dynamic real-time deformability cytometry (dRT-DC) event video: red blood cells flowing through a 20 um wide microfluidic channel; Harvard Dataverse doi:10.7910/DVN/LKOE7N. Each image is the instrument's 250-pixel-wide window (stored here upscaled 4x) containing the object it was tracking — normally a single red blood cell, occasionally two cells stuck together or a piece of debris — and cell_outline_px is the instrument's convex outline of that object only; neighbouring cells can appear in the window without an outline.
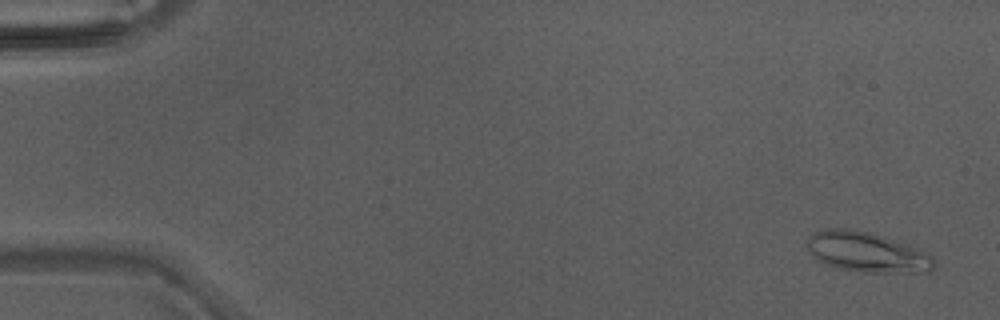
{"species": "Egyptian fruit bat (a non-hibernating species)", "species_latin": "Rousettus aegyptiacus", "temperature_condition": "warm", "stored_images_in_passage": 46, "camera_frame_rate_fps": 3000, "um_per_image_px": 0.085, "animal": {"sex": "male"}, "frame": {"image": 1, "passage_image": 2, "time_ms": 0.333, "image_size_px": [1000, 320], "cell_outline_px": [[936, 268], [932, 272], [864, 272], [840, 268], [828, 264], [820, 260], [808, 252], [808, 236], [816, 232], [828, 228], [848, 228], [868, 232], [908, 244], [920, 248], [928, 252], [936, 260]], "centroid_in_image_um": [73.77, 21.43], "position_along_channel_um": 11.2, "area_um2": 29.65}}
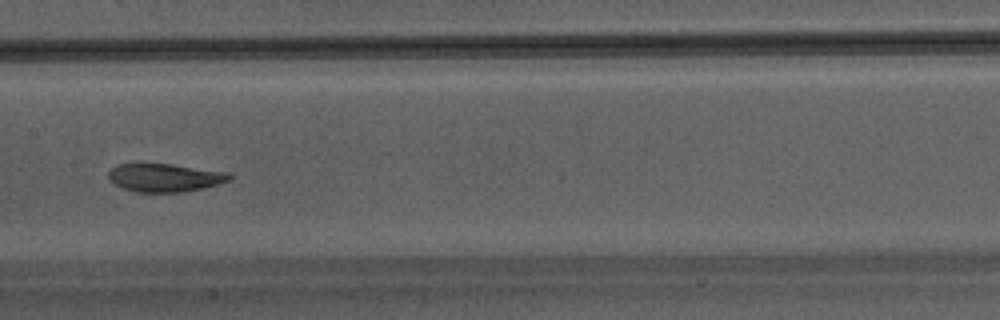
{"frame": {"image": 2, "passage_image": 24, "time_ms": 7.667, "image_size_px": [1000, 320], "cell_outline_px": [[232, 180], [184, 192], [136, 192], [124, 188], [116, 184], [108, 176], [108, 172], [112, 168], [120, 164], [172, 164], [228, 172], [232, 176]], "centroid_in_image_um": [14.04, 15.1], "position_along_channel_um": 193.4, "area_um2": 19.59}}
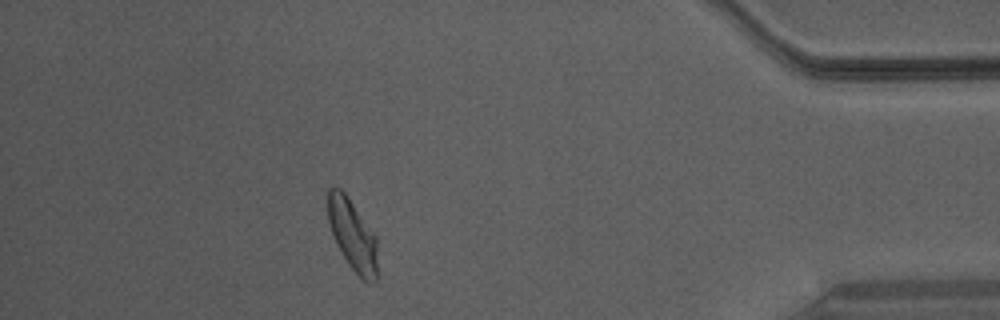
{"frame": {"image": 3, "passage_image": 41, "time_ms": 13.333, "image_size_px": [1000, 320], "cell_outline_px": [[380, 276], [376, 284], [368, 284], [348, 264], [336, 244], [328, 220], [328, 188], [340, 188], [344, 192], [376, 236]], "centroid_in_image_um": [30.03, 20.08], "position_along_channel_um": 405.2, "area_um2": 20.87}}